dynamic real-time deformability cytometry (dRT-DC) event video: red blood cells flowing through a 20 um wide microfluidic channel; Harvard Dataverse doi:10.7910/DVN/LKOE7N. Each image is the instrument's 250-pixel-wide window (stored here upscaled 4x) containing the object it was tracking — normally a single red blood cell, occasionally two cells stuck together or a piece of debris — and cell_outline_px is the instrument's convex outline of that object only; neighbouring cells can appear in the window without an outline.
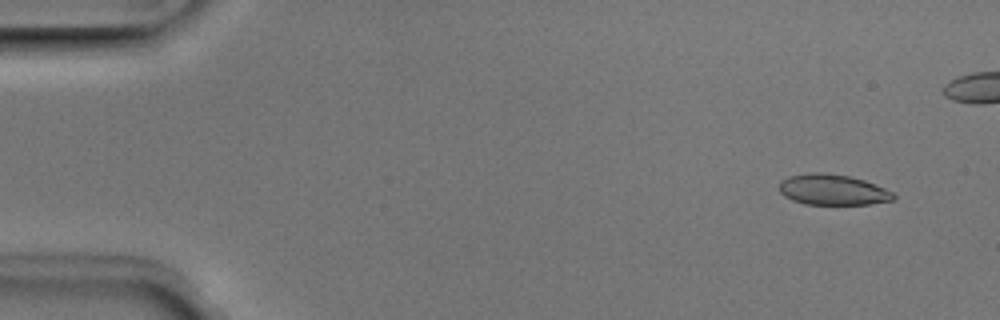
{"species": "Egyptian fruit bat (a non-hibernating species)", "species_latin": "Rousettus aegyptiacus", "temperature_condition": "room temperature", "stored_images_in_passage": 45, "camera_frame_rate_fps": 3000, "um_per_image_px": 0.085, "animal": {"sex": "male"}, "frame": {"image": 1, "passage_image": 4, "time_ms": 1.0, "image_size_px": [1000, 320], "cell_outline_px": [[896, 196], [892, 200], [872, 204], [804, 204], [792, 200], [784, 196], [780, 192], [780, 180], [788, 176], [812, 172], [824, 172], [848, 176], [864, 180], [884, 188], [892, 192]], "centroid_in_image_um": [70.75, 16.12], "position_along_channel_um": 14.2, "area_um2": 20.4}}
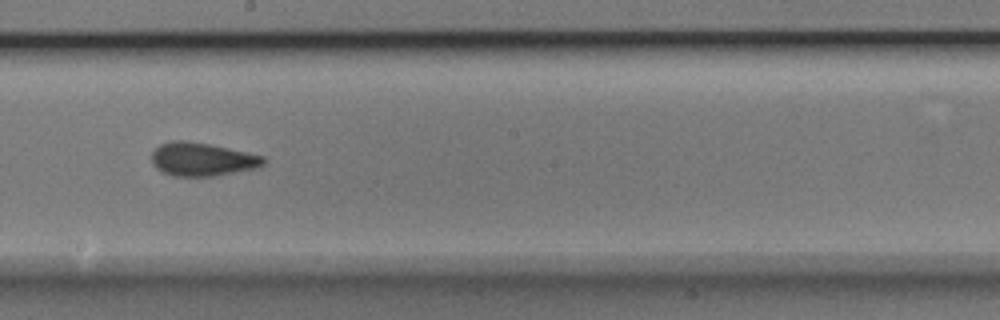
{"frame": {"image": 2, "passage_image": 29, "time_ms": 9.333, "image_size_px": [1000, 320], "cell_outline_px": [[268, 160], [260, 168], [216, 176], [172, 176], [160, 172], [152, 164], [152, 152], [160, 144], [172, 140], [184, 140], [208, 144], [248, 152], [264, 156]], "centroid_in_image_um": [17.21, 13.55], "position_along_channel_um": 231.0, "area_um2": 22.14}}
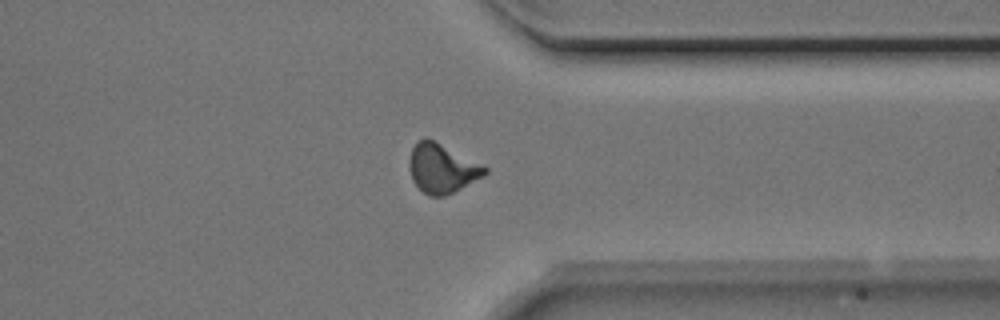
{"frame": {"image": 3, "passage_image": 40, "time_ms": 13.0, "image_size_px": [1000, 320], "cell_outline_px": [[488, 172], [484, 176], [444, 196], [428, 196], [412, 180], [408, 168], [408, 160], [412, 148], [416, 140], [424, 136], [488, 168]], "centroid_in_image_um": [37.51, 14.3], "position_along_channel_um": 373.9, "area_um2": 21.33}}